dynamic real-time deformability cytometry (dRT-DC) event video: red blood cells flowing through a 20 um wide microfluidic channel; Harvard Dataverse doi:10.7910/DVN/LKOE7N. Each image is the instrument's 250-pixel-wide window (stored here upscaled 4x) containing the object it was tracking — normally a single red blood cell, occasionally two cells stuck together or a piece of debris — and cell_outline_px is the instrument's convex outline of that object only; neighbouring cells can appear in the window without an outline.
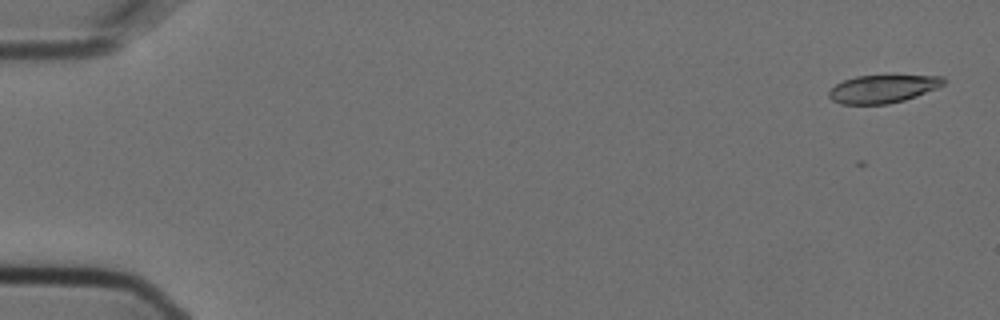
{"species": "Egyptian fruit bat (a non-hibernating species)", "species_latin": "Rousettus aegyptiacus", "temperature_condition": "cold", "stored_images_in_passage": 16, "camera_frame_rate_fps": 3000, "um_per_image_px": 0.085, "animal": {"sex": "female"}, "frame": {"image": 1, "passage_image": 2, "time_ms": 0.333, "image_size_px": [1000, 320], "cell_outline_px": [[948, 80], [944, 84], [936, 88], [916, 96], [904, 100], [888, 104], [840, 104], [832, 100], [828, 96], [828, 92], [836, 84], [844, 80], [856, 76], [944, 76]], "centroid_in_image_um": [75.03, 7.56], "position_along_channel_um": 10.0, "area_um2": 18.55}}
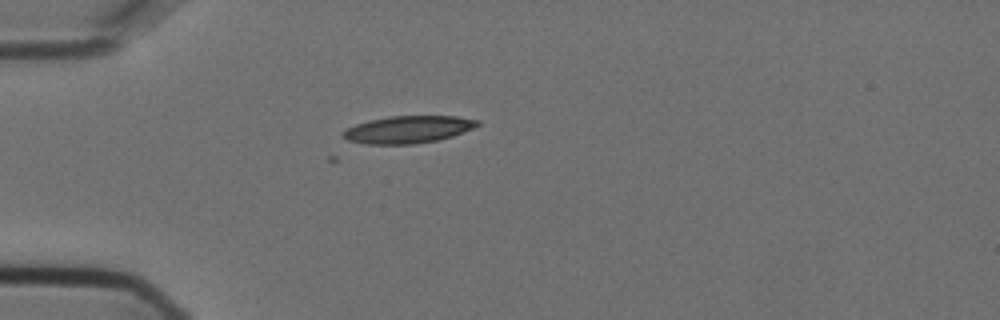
{"frame": {"image": 2, "passage_image": 16, "time_ms": 5.0, "image_size_px": [1000, 320], "cell_outline_px": [[480, 124], [472, 128], [452, 136], [436, 140], [412, 144], [364, 144], [348, 140], [340, 136], [340, 132], [356, 124], [368, 120], [388, 116], [456, 116], [480, 120]], "centroid_in_image_um": [34.64, 11.0], "position_along_channel_um": 50.4, "area_um2": 21.39}}